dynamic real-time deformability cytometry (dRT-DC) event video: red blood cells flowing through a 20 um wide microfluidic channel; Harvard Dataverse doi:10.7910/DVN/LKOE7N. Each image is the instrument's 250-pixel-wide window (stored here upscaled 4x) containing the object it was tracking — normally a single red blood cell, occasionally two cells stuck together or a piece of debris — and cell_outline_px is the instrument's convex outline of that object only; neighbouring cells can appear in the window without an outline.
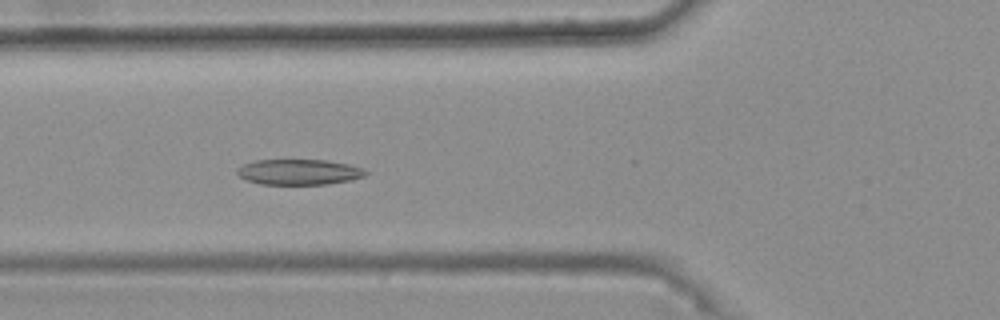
{"species": "common noctule bat (a hibernating species)", "species_latin": "Nyctalus noctula", "temperature_condition": "warm", "stored_images_in_passage": 45, "camera_frame_rate_fps": 3000, "um_per_image_px": 0.085, "animal": {"sex": "female", "body_mass_g": 25.1}, "frame": {"image": 1, "passage_image": 19, "time_ms": 6.0, "image_size_px": [1000, 320], "cell_outline_px": [[368, 172], [364, 176], [352, 180], [328, 184], [260, 184], [248, 180], [240, 176], [236, 172], [236, 168], [244, 164], [256, 160], [328, 160], [348, 164], [364, 168]], "centroid_in_image_um": [25.44, 14.62], "position_along_channel_um": 100.4, "area_um2": 19.13}}
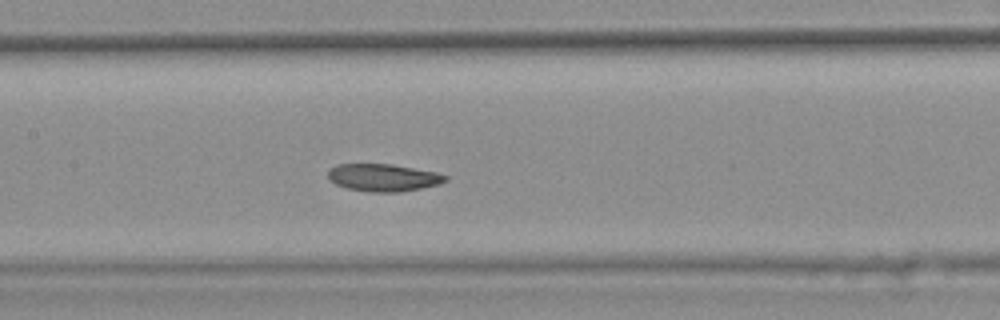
{"frame": {"image": 2, "passage_image": 25, "time_ms": 8.0, "image_size_px": [1000, 320], "cell_outline_px": [[448, 180], [440, 184], [400, 192], [368, 192], [348, 188], [336, 184], [328, 180], [328, 172], [336, 164], [392, 164], [436, 172], [448, 176]], "centroid_in_image_um": [32.59, 15.09], "position_along_channel_um": 174.8, "area_um2": 18.79}}
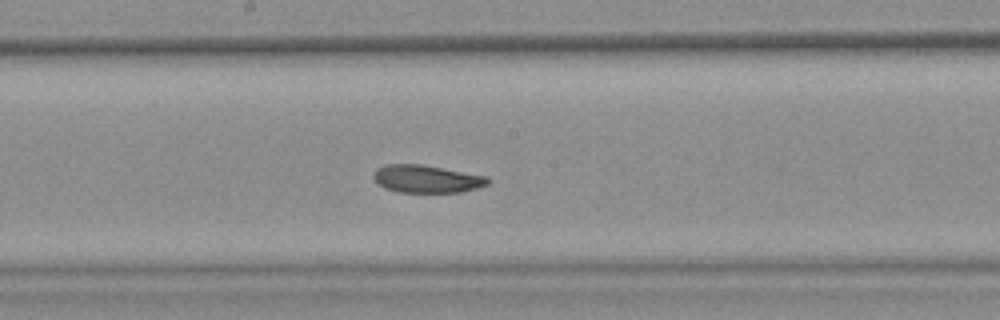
{"frame": {"image": 3, "passage_image": 28, "time_ms": 9.0, "image_size_px": [1000, 320], "cell_outline_px": [[492, 180], [488, 184], [476, 188], [460, 192], [400, 192], [384, 188], [376, 184], [372, 176], [376, 168], [384, 164], [420, 164], [488, 176]], "centroid_in_image_um": [36.24, 15.2], "position_along_channel_um": 212.0, "area_um2": 18.61}}